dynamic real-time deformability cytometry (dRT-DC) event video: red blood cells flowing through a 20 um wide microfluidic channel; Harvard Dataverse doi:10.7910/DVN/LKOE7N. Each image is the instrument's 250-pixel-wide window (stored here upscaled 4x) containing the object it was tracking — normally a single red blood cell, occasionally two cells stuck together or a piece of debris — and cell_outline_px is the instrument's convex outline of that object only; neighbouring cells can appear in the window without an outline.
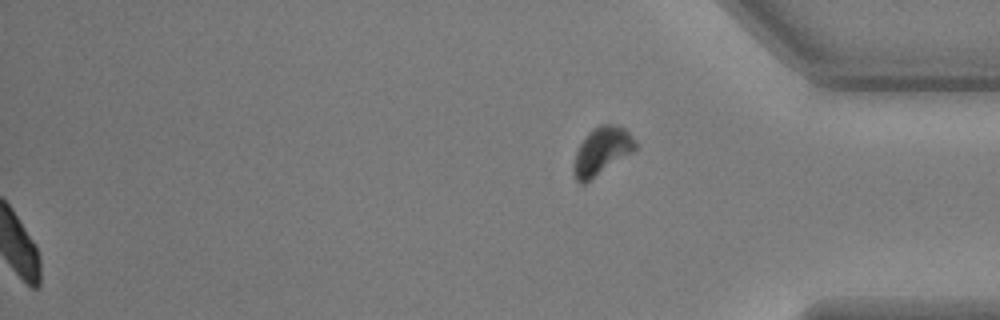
{"species": "common noctule bat (a hibernating species)", "species_latin": "Nyctalus noctula", "temperature_condition": "warm", "stored_images_in_passage": 49, "segment_of_instrument_passage": [2, 2], "camera_frame_rate_fps": 3000, "um_per_image_px": 0.085, "animal": {"sex": "male", "body_mass_g": 17.9, "forearm_length_mm": 54.2}, "frame": {"image": 1, "passage_image": 49, "time_ms": 16.0, "image_size_px": [1000, 320], "cell_outline_px": [[636, 148], [632, 152], [584, 184], [580, 184], [576, 180], [572, 172], [572, 168], [576, 152], [580, 144], [588, 132], [592, 128], [600, 124], [612, 124], [624, 128], [636, 140]], "centroid_in_image_um": [51.12, 12.84], "position_along_channel_um": 384.1, "area_um2": 17.05}}